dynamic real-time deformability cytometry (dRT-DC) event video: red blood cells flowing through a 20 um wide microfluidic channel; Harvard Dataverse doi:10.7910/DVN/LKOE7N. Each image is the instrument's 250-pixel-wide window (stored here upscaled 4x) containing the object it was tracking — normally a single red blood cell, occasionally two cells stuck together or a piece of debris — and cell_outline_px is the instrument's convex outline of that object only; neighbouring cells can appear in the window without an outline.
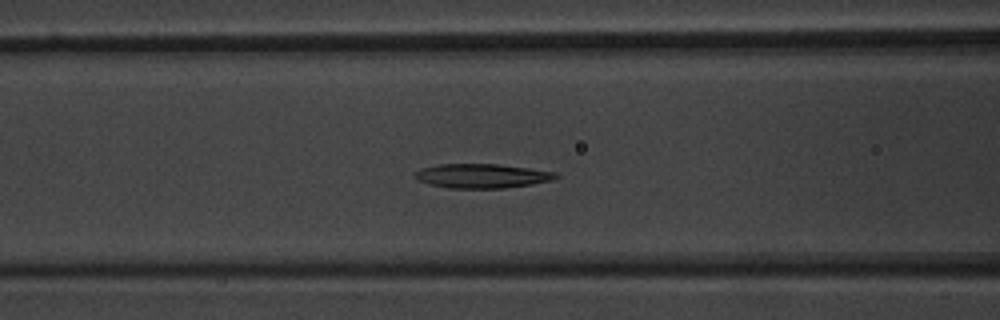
{"species": "common noctule bat (a hibernating species)", "species_latin": "Nyctalus noctula", "temperature_condition": "warm", "stored_images_in_passage": 42, "camera_frame_rate_fps": 3000, "um_per_image_px": 0.085, "animal": {"sex": "male", "body_mass_g": 20.1, "forearm_length_mm": 53.5}, "frame": {"image": 1, "passage_image": 12, "time_ms": 3.667, "image_size_px": [1000, 320], "cell_outline_px": [[560, 176], [556, 180], [532, 184], [504, 188], [448, 188], [432, 184], [420, 180], [412, 176], [420, 168], [440, 164], [500, 164], [556, 172]], "centroid_in_image_um": [41.02, 14.95], "position_along_channel_um": 125.6, "area_um2": 19.94}}
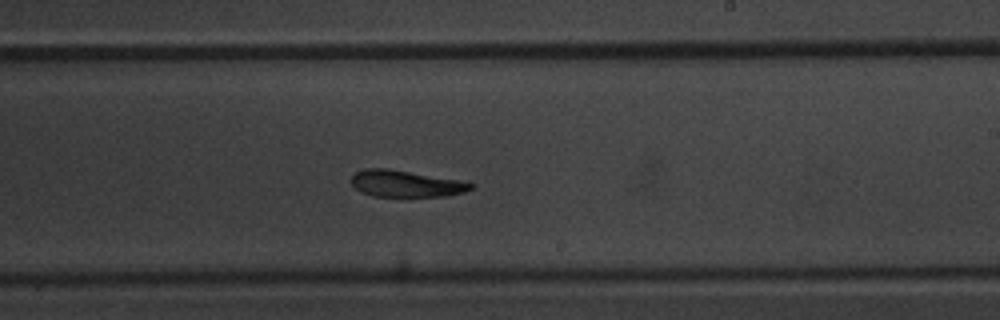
{"frame": {"image": 2, "passage_image": 22, "time_ms": 7.0, "image_size_px": [1000, 320], "cell_outline_px": [[476, 184], [472, 188], [464, 192], [444, 196], [372, 196], [360, 192], [348, 180], [352, 172], [364, 168], [388, 168], [468, 180]], "centroid_in_image_um": [34.5, 15.58], "position_along_channel_um": 254.5, "area_um2": 19.25}}
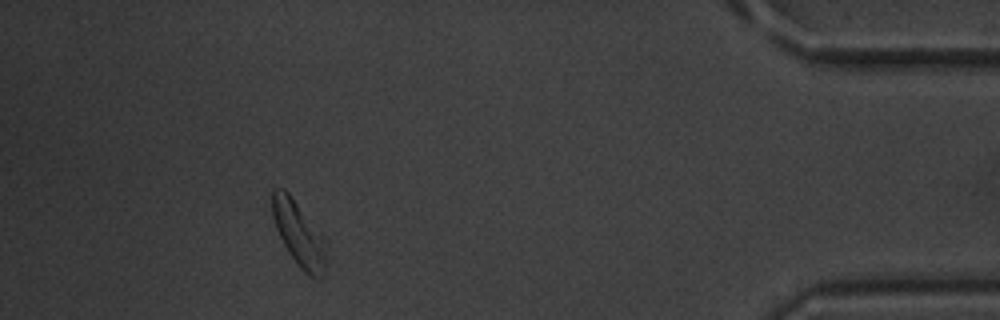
{"frame": {"image": 3, "passage_image": 38, "time_ms": 12.333, "image_size_px": [1000, 320], "cell_outline_px": [[324, 268], [320, 276], [312, 276], [304, 272], [296, 264], [288, 252], [276, 228], [272, 216], [272, 188], [284, 188], [288, 192], [324, 236]], "centroid_in_image_um": [25.35, 19.81], "position_along_channel_um": 409.9, "area_um2": 19.83}, "authors_computed_cell_mechanics": {"area_um2": 19.9121, "velocity_mm_per_s": 3.8709, "shape_relaxation_time_tau1_ms": 2.8815, "shape_relaxation_time_tau2_ms": 6.9559, "deformation_change_tau1": 0.1564, "deformation_change_tau2": 0.1684}}